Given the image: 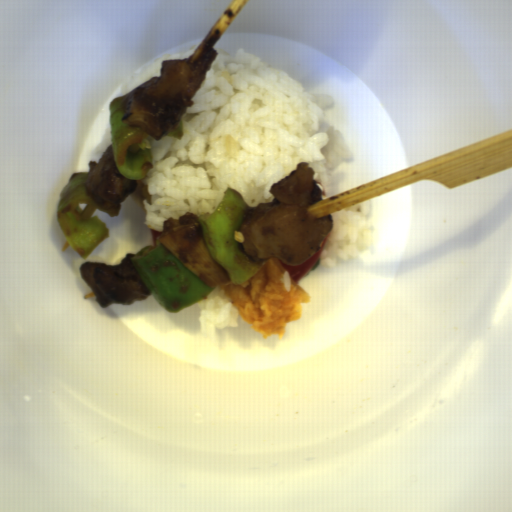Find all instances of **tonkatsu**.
Wrapping results in <instances>:
<instances>
[{"label": "tonkatsu", "instance_id": "1", "mask_svg": "<svg viewBox=\"0 0 512 512\" xmlns=\"http://www.w3.org/2000/svg\"><path fill=\"white\" fill-rule=\"evenodd\" d=\"M285 268L271 257L262 268L244 283L217 285L239 318L264 338L286 335L287 324L302 317V305L309 304L312 296L291 277L289 290L284 286Z\"/></svg>", "mask_w": 512, "mask_h": 512}]
</instances>
